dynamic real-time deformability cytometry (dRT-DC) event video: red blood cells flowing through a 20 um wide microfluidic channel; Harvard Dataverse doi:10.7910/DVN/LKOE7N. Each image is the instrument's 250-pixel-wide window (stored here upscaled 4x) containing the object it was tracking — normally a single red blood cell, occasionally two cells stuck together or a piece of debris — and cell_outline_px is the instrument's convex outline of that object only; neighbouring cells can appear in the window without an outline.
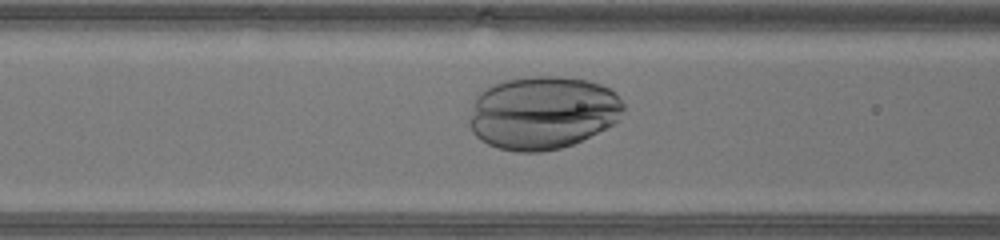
{"species": "human", "species_latin": "Homo sapiens", "temperature_condition": "warm", "stored_images_in_passage": 27, "camera_frame_rate_fps": 3000, "um_per_image_px": 0.085, "donor": {"sex": "male"}, "frame": {"image": 1, "passage_image": 9, "time_ms": 2.667, "image_size_px": [1000, 240], "cell_outline_px": [[624, 108], [616, 120], [612, 124], [572, 144], [560, 148], [540, 152], [516, 152], [500, 148], [488, 144], [480, 140], [472, 132], [468, 124], [468, 120], [476, 96], [484, 88], [492, 84], [504, 80], [532, 76], [560, 76], [588, 80], [612, 88], [616, 92], [624, 104]], "centroid_in_image_um": [46.09, 9.56], "position_along_channel_um": 120.5, "area_um2": 65.89}}
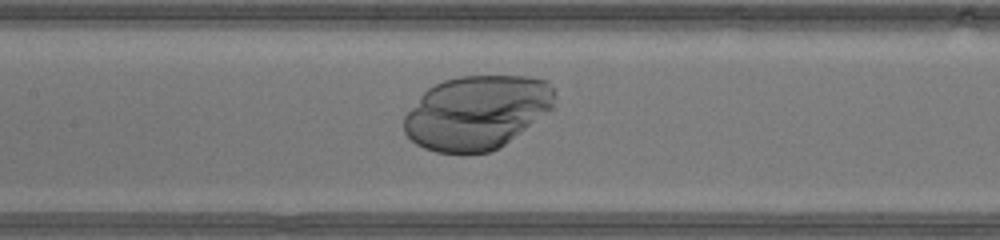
{"frame": {"image": 2, "passage_image": 12, "time_ms": 3.667, "image_size_px": [1000, 240], "cell_outline_px": [[556, 92], [552, 108], [504, 144], [488, 152], [436, 152], [424, 148], [416, 144], [404, 132], [404, 116], [420, 96], [428, 88], [444, 80], [460, 76], [528, 76], [548, 80]], "centroid_in_image_um": [40.53, 9.53], "position_along_channel_um": 166.9, "area_um2": 64.33}}